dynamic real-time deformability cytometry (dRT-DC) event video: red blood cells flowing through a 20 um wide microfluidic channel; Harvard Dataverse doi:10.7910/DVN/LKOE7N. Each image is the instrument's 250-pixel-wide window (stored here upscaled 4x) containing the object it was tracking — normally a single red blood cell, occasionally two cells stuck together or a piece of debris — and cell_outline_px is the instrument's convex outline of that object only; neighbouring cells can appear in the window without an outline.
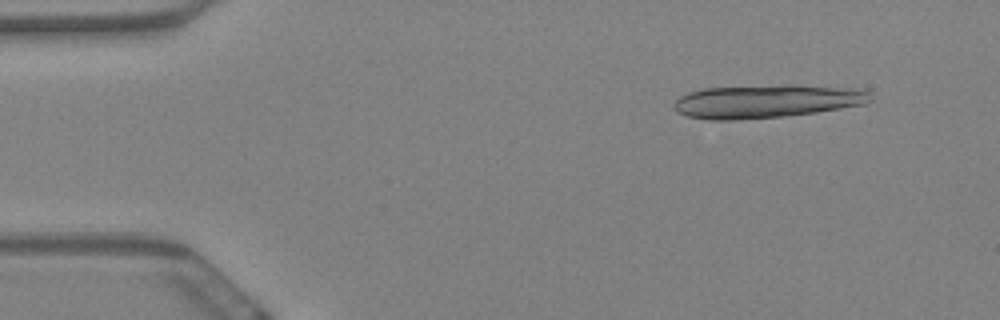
{"species": "Egyptian fruit bat (a non-hibernating species)", "species_latin": "Rousettus aegyptiacus", "temperature_condition": "warm", "stored_images_in_passage": 20, "camera_frame_rate_fps": 3000, "um_per_image_px": 0.085, "animal": {"sex": "female"}, "frame": {"image": 1, "passage_image": 6, "time_ms": 1.667, "image_size_px": [1000, 320], "cell_outline_px": [[872, 100], [868, 104], [816, 112], [784, 116], [736, 120], [708, 120], [688, 116], [676, 112], [672, 108], [672, 104], [680, 96], [688, 92], [704, 88], [788, 84], [792, 84], [864, 88], [872, 92]], "centroid_in_image_um": [65.22, 8.59], "position_along_channel_um": 19.8, "area_um2": 39.02}}